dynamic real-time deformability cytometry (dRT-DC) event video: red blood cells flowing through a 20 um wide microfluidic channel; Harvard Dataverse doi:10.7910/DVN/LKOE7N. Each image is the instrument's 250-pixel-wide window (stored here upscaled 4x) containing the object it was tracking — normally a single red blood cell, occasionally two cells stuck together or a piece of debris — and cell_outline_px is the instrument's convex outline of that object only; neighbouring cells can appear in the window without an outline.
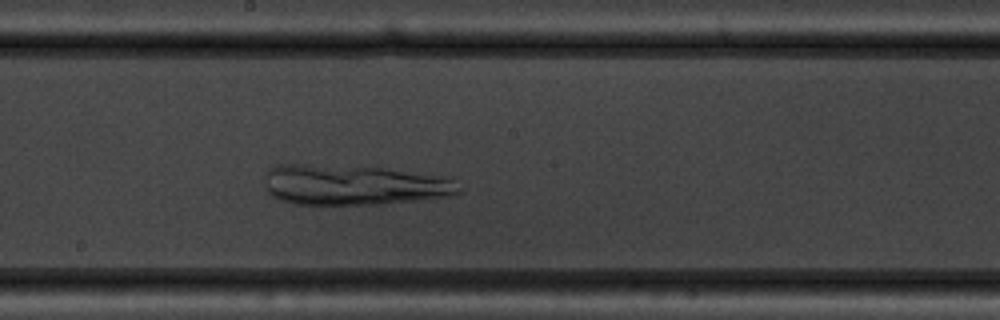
{"species": "common noctule bat (a hibernating species)", "species_latin": "Nyctalus noctula", "temperature_condition": "warm", "stored_images_in_passage": 46, "camera_frame_rate_fps": 3000, "um_per_image_px": 0.085, "animal": {"sex": "male", "body_mass_g": 19.5, "forearm_length_mm": 54.6}, "frame": {"image": 1, "passage_image": 22, "time_ms": 7.0, "image_size_px": [1000, 320], "cell_outline_px": [[464, 192], [452, 196], [384, 204], [292, 204], [280, 200], [272, 196], [264, 188], [264, 172], [268, 168], [276, 164], [304, 164], [380, 168], [452, 176]], "centroid_in_image_um": [30.09, 15.72], "position_along_channel_um": 218.1, "area_um2": 46.47}}
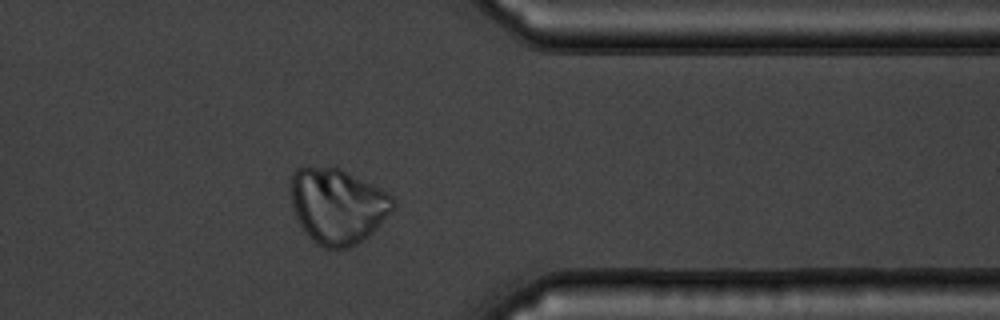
{"frame": {"image": 2, "passage_image": 36, "time_ms": 11.667, "image_size_px": [1000, 320], "cell_outline_px": [[396, 208], [364, 240], [348, 248], [324, 248], [316, 244], [308, 236], [300, 224], [292, 208], [292, 172], [296, 168], [340, 168], [388, 192], [396, 200]], "centroid_in_image_um": [28.73, 17.52], "position_along_channel_um": 382.7, "area_um2": 44.8}}
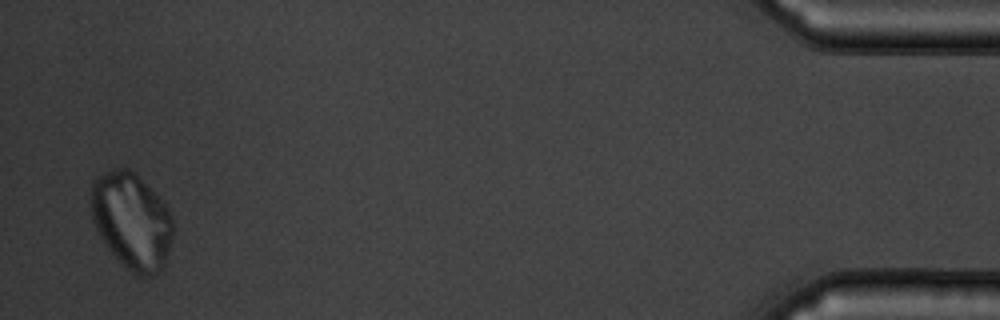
{"frame": {"image": 3, "passage_image": 45, "time_ms": 14.667, "image_size_px": [1000, 320], "cell_outline_px": [[172, 236], [168, 252], [164, 264], [152, 276], [136, 276], [104, 244], [92, 220], [88, 196], [92, 180], [96, 176], [112, 168], [128, 168], [136, 172], [168, 208], [172, 216]], "centroid_in_image_um": [11.14, 18.71], "position_along_channel_um": 424.1, "area_um2": 46.3}}